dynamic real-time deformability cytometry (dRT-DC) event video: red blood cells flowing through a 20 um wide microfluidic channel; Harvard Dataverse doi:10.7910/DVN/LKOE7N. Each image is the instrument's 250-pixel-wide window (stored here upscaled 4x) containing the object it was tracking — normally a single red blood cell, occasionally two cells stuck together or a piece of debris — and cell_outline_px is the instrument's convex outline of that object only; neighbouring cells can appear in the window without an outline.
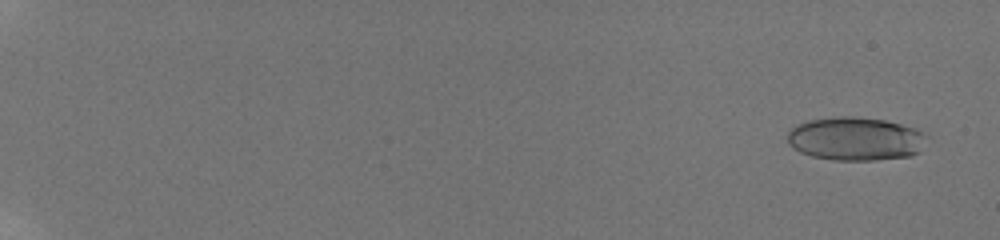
{"species": "human", "species_latin": "Homo sapiens", "temperature_condition": "room temperature", "stored_images_in_passage": 78, "camera_frame_rate_fps": 3000, "um_per_image_px": 0.085, "donor": {"sex": "male"}, "frame": {"image": 1, "passage_image": 2, "time_ms": 1.0, "image_size_px": [1000, 240], "cell_outline_px": [[928, 136], [920, 152], [912, 156], [876, 160], [832, 160], [812, 156], [800, 152], [792, 148], [788, 144], [788, 132], [796, 124], [808, 120], [832, 116], [852, 116], [884, 120], [916, 128], [924, 132]], "centroid_in_image_um": [72.72, 11.8], "position_along_channel_um": 12.3, "area_um2": 35.72}}
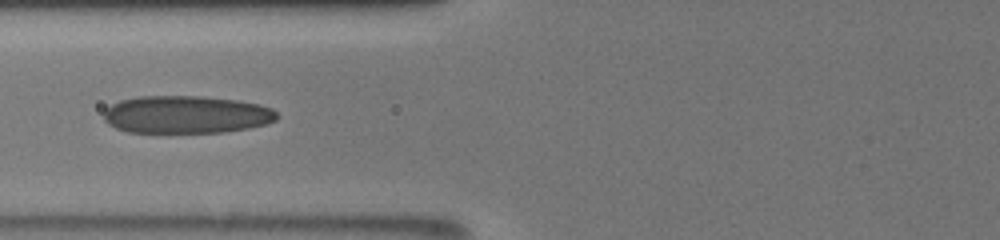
{"frame": {"image": 2, "passage_image": 28, "time_ms": 9.333, "image_size_px": [1000, 240], "cell_outline_px": [[280, 116], [276, 120], [264, 124], [248, 128], [224, 132], [128, 132], [116, 128], [108, 124], [104, 120], [104, 108], [120, 100], [140, 96], [204, 96], [236, 100], [260, 104], [272, 108]], "centroid_in_image_um": [15.82, 9.73], "position_along_channel_um": 110.0, "area_um2": 38.15}}
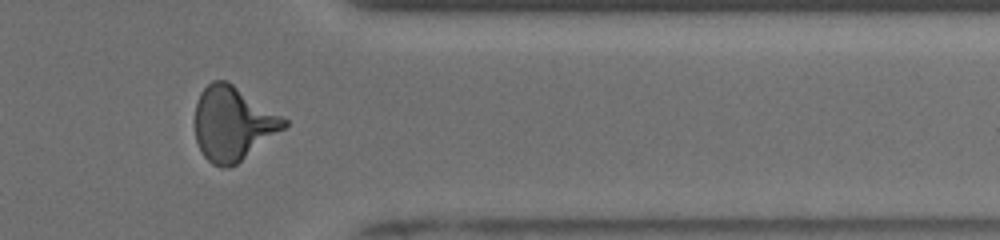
{"frame": {"image": 3, "passage_image": 60, "time_ms": 16.667, "image_size_px": [1000, 240], "cell_outline_px": [[288, 124], [284, 128], [236, 164], [228, 168], [220, 168], [212, 164], [204, 156], [196, 140], [196, 104], [200, 92], [212, 80], [228, 80], [288, 120]], "centroid_in_image_um": [19.78, 10.49], "position_along_channel_um": 391.6, "area_um2": 38.09}, "authors_computed_cell_mechanics": {"area_um2": 36.6452, "velocity_mm_per_s": 3.8838, "shape_relaxation_time_tau1_ms": 7.3451, "shape_relaxation_time_tau2_ms": 1.0202, "deformation_change_tau1": 0.2128, "deformation_change_tau2": 0.0868}}